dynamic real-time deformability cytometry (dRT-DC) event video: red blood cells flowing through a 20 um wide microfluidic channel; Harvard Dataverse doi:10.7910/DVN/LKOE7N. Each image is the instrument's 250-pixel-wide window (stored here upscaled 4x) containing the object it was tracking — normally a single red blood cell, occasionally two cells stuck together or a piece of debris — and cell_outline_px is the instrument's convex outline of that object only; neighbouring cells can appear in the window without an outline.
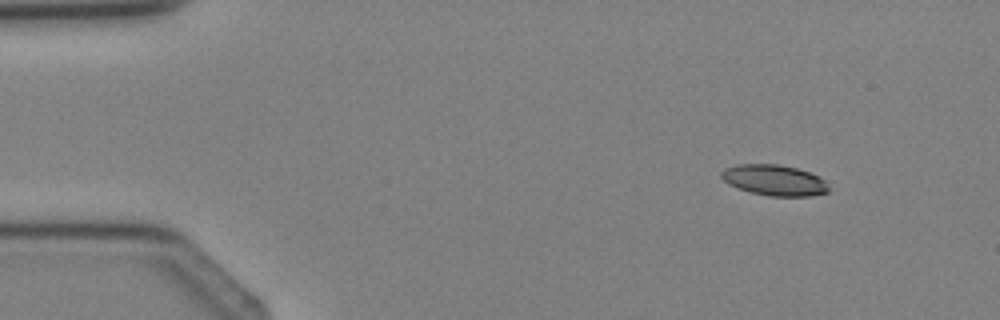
{"species": "Egyptian fruit bat (a non-hibernating species)", "species_latin": "Rousettus aegyptiacus", "temperature_condition": "cold", "stored_images_in_passage": 2, "camera_frame_rate_fps": 3000, "um_per_image_px": 0.085, "animal": {"sex": "female"}, "frame": {"image": 1, "passage_image": 1, "time_ms": 0.0, "image_size_px": [1000, 320], "cell_outline_px": [[828, 192], [812, 196], [768, 196], [748, 192], [736, 188], [728, 184], [720, 176], [720, 172], [724, 168], [736, 164], [780, 164], [796, 168], [820, 176], [824, 180], [828, 188]], "centroid_in_image_um": [65.77, 15.32], "position_along_channel_um": 19.2, "area_um2": 19.48}}